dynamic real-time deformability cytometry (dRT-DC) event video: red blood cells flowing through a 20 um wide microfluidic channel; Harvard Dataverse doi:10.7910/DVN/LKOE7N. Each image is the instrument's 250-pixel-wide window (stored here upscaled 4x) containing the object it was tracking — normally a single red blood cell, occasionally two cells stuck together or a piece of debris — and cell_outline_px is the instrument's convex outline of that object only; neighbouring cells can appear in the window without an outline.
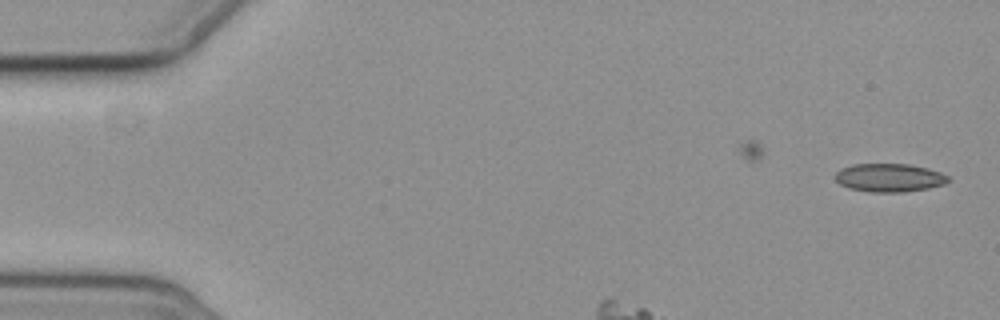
{"species": "common noctule bat (a hibernating species)", "species_latin": "Nyctalus noctula", "temperature_condition": "cold", "stored_images_in_passage": 3, "camera_frame_rate_fps": 3000, "um_per_image_px": 0.085, "animal": {"sex": "female", "body_mass_g": 19.3, "forearm_length_mm": 54.1}, "frame": {"image": 1, "passage_image": 3, "time_ms": 2.333, "image_size_px": [1000, 320], "cell_outline_px": [[952, 180], [944, 184], [928, 188], [904, 192], [872, 192], [848, 188], [840, 184], [832, 176], [840, 168], [852, 164], [908, 164], [928, 168], [940, 172], [948, 176]], "centroid_in_image_um": [75.57, 15.1], "position_along_channel_um": 9.4, "area_um2": 18.84}}